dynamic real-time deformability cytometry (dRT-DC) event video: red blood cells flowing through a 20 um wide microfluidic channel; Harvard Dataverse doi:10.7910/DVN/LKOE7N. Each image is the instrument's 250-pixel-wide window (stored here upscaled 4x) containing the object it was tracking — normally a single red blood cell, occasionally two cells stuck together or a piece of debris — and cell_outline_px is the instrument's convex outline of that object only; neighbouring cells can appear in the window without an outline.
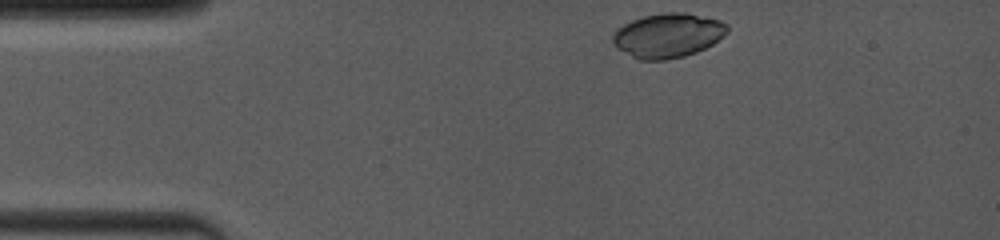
{"species": "common noctule bat (a hibernating species)", "species_latin": "Nyctalus noctula", "temperature_condition": "room temperature", "stored_images_in_passage": 25, "camera_frame_rate_fps": 4000, "um_per_image_px": 0.085, "animal": {"sex": "female", "body_mass_g": 19.0, "forearm_length_mm": 53.3}, "frame": {"image": 1, "passage_image": 1, "time_ms": 0.0, "image_size_px": [1000, 240], "cell_outline_px": [[728, 32], [724, 36], [712, 44], [696, 52], [684, 56], [668, 60], [640, 60], [616, 48], [612, 44], [612, 36], [616, 28], [632, 20], [644, 16], [664, 12], [684, 12], [720, 20], [728, 24]], "centroid_in_image_um": [56.76, 3.01], "position_along_channel_um": 28.2, "area_um2": 29.77}}
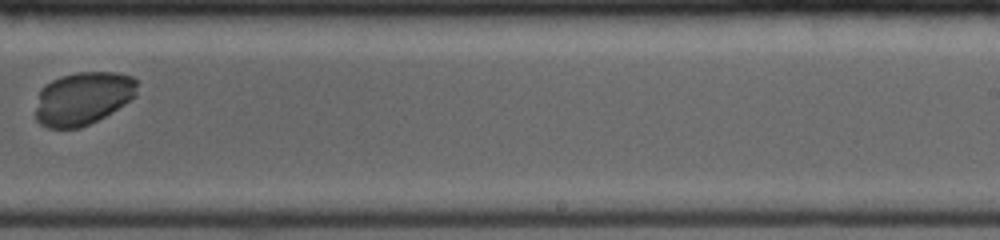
{"frame": {"image": 2, "passage_image": 19, "time_ms": 7.75, "image_size_px": [1000, 240], "cell_outline_px": [[140, 80], [136, 96], [112, 112], [80, 128], [48, 128], [40, 124], [36, 120], [36, 108], [40, 88], [44, 84], [60, 76], [76, 72], [116, 72], [132, 76]], "centroid_in_image_um": [7.07, 8.34], "position_along_channel_um": 281.9, "area_um2": 31.73}}
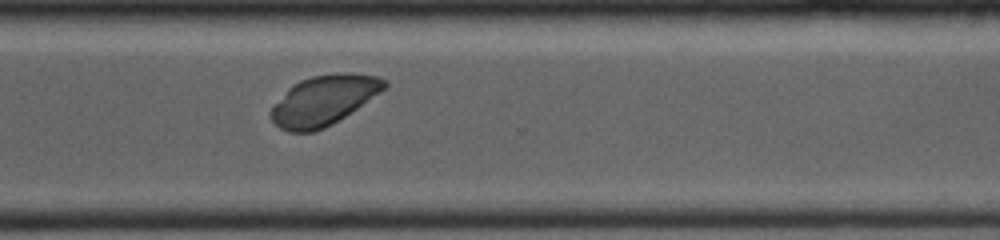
{"frame": {"image": 3, "passage_image": 22, "time_ms": 9.25, "image_size_px": [1000, 240], "cell_outline_px": [[388, 88], [332, 124], [324, 128], [312, 132], [288, 132], [280, 128], [272, 120], [268, 112], [288, 88], [292, 84], [300, 80], [312, 76], [344, 72], [352, 72], [376, 76], [388, 80]], "centroid_in_image_um": [27.54, 8.51], "position_along_channel_um": 343.1, "area_um2": 33.06}}